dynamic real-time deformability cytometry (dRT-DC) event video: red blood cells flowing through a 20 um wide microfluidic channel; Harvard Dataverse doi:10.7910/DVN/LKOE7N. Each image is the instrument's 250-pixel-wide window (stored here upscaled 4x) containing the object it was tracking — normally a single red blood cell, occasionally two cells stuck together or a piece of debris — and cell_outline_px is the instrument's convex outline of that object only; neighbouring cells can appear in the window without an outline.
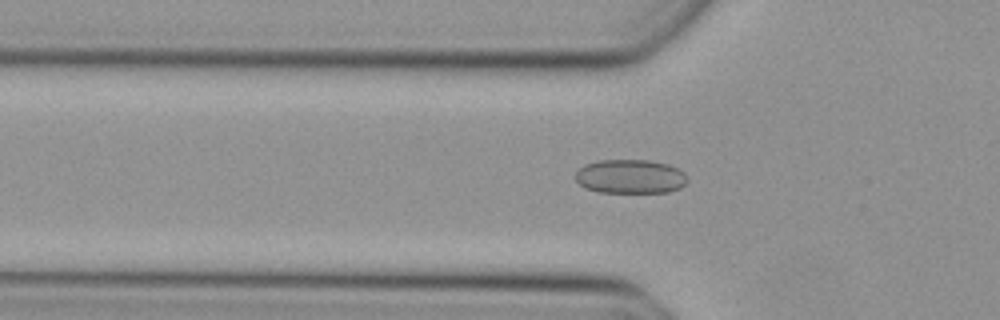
{"species": "Egyptian fruit bat (a non-hibernating species)", "species_latin": "Rousettus aegyptiacus", "temperature_condition": "cold", "stored_images_in_passage": 45, "camera_frame_rate_fps": 3000, "um_per_image_px": 0.085, "animal": {"sex": "female"}, "frame": {"image": 1, "passage_image": 16, "time_ms": 5.0, "image_size_px": [1000, 320], "cell_outline_px": [[688, 180], [680, 188], [668, 192], [600, 192], [584, 188], [576, 180], [576, 172], [584, 164], [596, 160], [648, 160], [668, 164], [684, 172]], "centroid_in_image_um": [53.56, 15.0], "position_along_channel_um": 72.2, "area_um2": 22.25}}
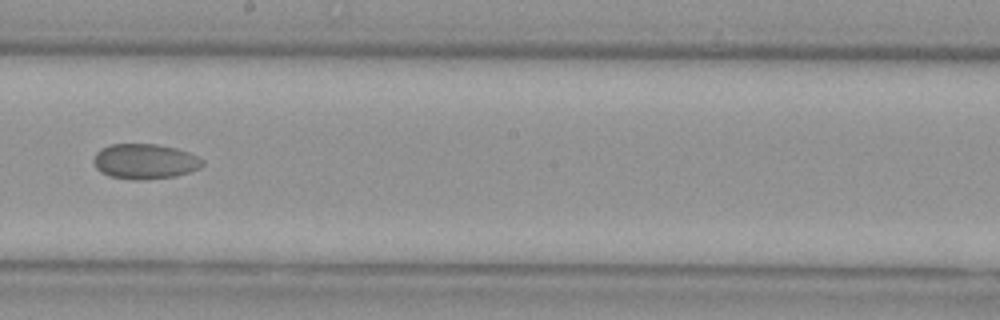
{"frame": {"image": 2, "passage_image": 28, "time_ms": 9.0, "image_size_px": [1000, 320], "cell_outline_px": [[204, 164], [200, 168], [176, 176], [140, 180], [136, 180], [108, 176], [100, 172], [96, 168], [92, 160], [96, 152], [100, 148], [112, 144], [156, 144], [176, 148], [188, 152], [204, 160]], "centroid_in_image_um": [12.28, 13.72], "position_along_channel_um": 235.9, "area_um2": 22.43}}
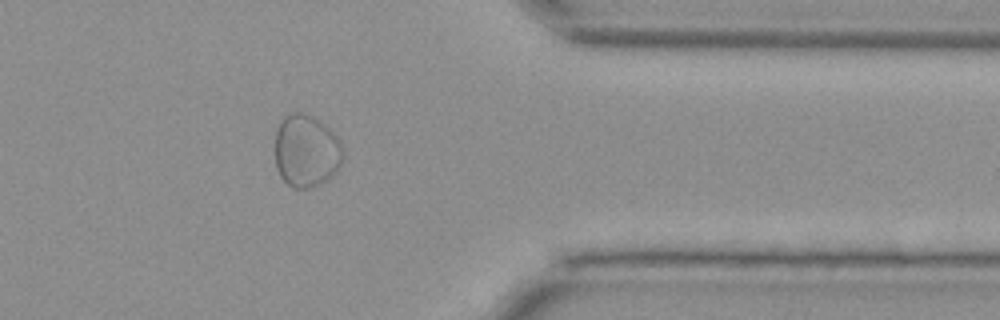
{"frame": {"image": 3, "passage_image": 40, "time_ms": 13.0, "image_size_px": [1000, 320], "cell_outline_px": [[344, 156], [336, 172], [332, 176], [308, 188], [292, 188], [280, 176], [276, 168], [276, 128], [280, 120], [284, 116], [292, 112], [304, 112], [316, 116], [340, 140], [344, 152]], "centroid_in_image_um": [26.03, 12.79], "position_along_channel_um": 385.4, "area_um2": 28.96}}